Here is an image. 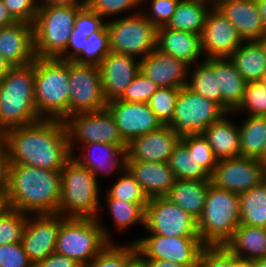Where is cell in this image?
<instances>
[{
  "label": "cell",
  "mask_w": 266,
  "mask_h": 267,
  "mask_svg": "<svg viewBox=\"0 0 266 267\" xmlns=\"http://www.w3.org/2000/svg\"><path fill=\"white\" fill-rule=\"evenodd\" d=\"M34 267H82L75 260L57 253H52L45 259L37 262Z\"/></svg>",
  "instance_id": "11a10c76"
},
{
  "label": "cell",
  "mask_w": 266,
  "mask_h": 267,
  "mask_svg": "<svg viewBox=\"0 0 266 267\" xmlns=\"http://www.w3.org/2000/svg\"><path fill=\"white\" fill-rule=\"evenodd\" d=\"M233 114L266 116V85L261 81L248 82L243 100Z\"/></svg>",
  "instance_id": "60d3db41"
},
{
  "label": "cell",
  "mask_w": 266,
  "mask_h": 267,
  "mask_svg": "<svg viewBox=\"0 0 266 267\" xmlns=\"http://www.w3.org/2000/svg\"><path fill=\"white\" fill-rule=\"evenodd\" d=\"M264 179V165L259 160L239 156L218 160L210 181L217 188L241 194Z\"/></svg>",
  "instance_id": "9a60e30c"
},
{
  "label": "cell",
  "mask_w": 266,
  "mask_h": 267,
  "mask_svg": "<svg viewBox=\"0 0 266 267\" xmlns=\"http://www.w3.org/2000/svg\"><path fill=\"white\" fill-rule=\"evenodd\" d=\"M1 137L7 143L11 164L61 171L71 157L65 125L59 119L10 128Z\"/></svg>",
  "instance_id": "6da1fadb"
},
{
  "label": "cell",
  "mask_w": 266,
  "mask_h": 267,
  "mask_svg": "<svg viewBox=\"0 0 266 267\" xmlns=\"http://www.w3.org/2000/svg\"><path fill=\"white\" fill-rule=\"evenodd\" d=\"M105 192L111 198L130 203H148L149 201V198L145 195L138 181L127 169L120 175H117L116 181Z\"/></svg>",
  "instance_id": "f35d334b"
},
{
  "label": "cell",
  "mask_w": 266,
  "mask_h": 267,
  "mask_svg": "<svg viewBox=\"0 0 266 267\" xmlns=\"http://www.w3.org/2000/svg\"><path fill=\"white\" fill-rule=\"evenodd\" d=\"M264 176H265V180H266V165H264Z\"/></svg>",
  "instance_id": "8c879c8a"
},
{
  "label": "cell",
  "mask_w": 266,
  "mask_h": 267,
  "mask_svg": "<svg viewBox=\"0 0 266 267\" xmlns=\"http://www.w3.org/2000/svg\"><path fill=\"white\" fill-rule=\"evenodd\" d=\"M212 7L209 0H180L165 27L201 35Z\"/></svg>",
  "instance_id": "1f68e13d"
},
{
  "label": "cell",
  "mask_w": 266,
  "mask_h": 267,
  "mask_svg": "<svg viewBox=\"0 0 266 267\" xmlns=\"http://www.w3.org/2000/svg\"><path fill=\"white\" fill-rule=\"evenodd\" d=\"M241 122L240 156L259 160L266 145V116L244 115Z\"/></svg>",
  "instance_id": "d6a6232c"
},
{
  "label": "cell",
  "mask_w": 266,
  "mask_h": 267,
  "mask_svg": "<svg viewBox=\"0 0 266 267\" xmlns=\"http://www.w3.org/2000/svg\"><path fill=\"white\" fill-rule=\"evenodd\" d=\"M63 122L71 155L75 153L76 148L88 143L128 145L107 109L76 113L65 118Z\"/></svg>",
  "instance_id": "8fae6325"
},
{
  "label": "cell",
  "mask_w": 266,
  "mask_h": 267,
  "mask_svg": "<svg viewBox=\"0 0 266 267\" xmlns=\"http://www.w3.org/2000/svg\"><path fill=\"white\" fill-rule=\"evenodd\" d=\"M181 138L168 126L141 135L127 145V157L138 162H168Z\"/></svg>",
  "instance_id": "44dd1931"
},
{
  "label": "cell",
  "mask_w": 266,
  "mask_h": 267,
  "mask_svg": "<svg viewBox=\"0 0 266 267\" xmlns=\"http://www.w3.org/2000/svg\"><path fill=\"white\" fill-rule=\"evenodd\" d=\"M226 112L187 86L180 88L173 118L168 126L180 137L203 134Z\"/></svg>",
  "instance_id": "30bf717a"
},
{
  "label": "cell",
  "mask_w": 266,
  "mask_h": 267,
  "mask_svg": "<svg viewBox=\"0 0 266 267\" xmlns=\"http://www.w3.org/2000/svg\"><path fill=\"white\" fill-rule=\"evenodd\" d=\"M210 184V180L176 179L166 197L198 220L203 212Z\"/></svg>",
  "instance_id": "f546056e"
},
{
  "label": "cell",
  "mask_w": 266,
  "mask_h": 267,
  "mask_svg": "<svg viewBox=\"0 0 266 267\" xmlns=\"http://www.w3.org/2000/svg\"><path fill=\"white\" fill-rule=\"evenodd\" d=\"M259 161L263 164L266 165V145L262 154V157L259 159Z\"/></svg>",
  "instance_id": "a7ac6f4b"
},
{
  "label": "cell",
  "mask_w": 266,
  "mask_h": 267,
  "mask_svg": "<svg viewBox=\"0 0 266 267\" xmlns=\"http://www.w3.org/2000/svg\"><path fill=\"white\" fill-rule=\"evenodd\" d=\"M225 113L218 121L206 128L203 135L209 142L217 160L236 158L240 156L239 122L237 123Z\"/></svg>",
  "instance_id": "83f0119b"
},
{
  "label": "cell",
  "mask_w": 266,
  "mask_h": 267,
  "mask_svg": "<svg viewBox=\"0 0 266 267\" xmlns=\"http://www.w3.org/2000/svg\"><path fill=\"white\" fill-rule=\"evenodd\" d=\"M127 267H146L145 263L136 255L127 265Z\"/></svg>",
  "instance_id": "e7e4bbea"
},
{
  "label": "cell",
  "mask_w": 266,
  "mask_h": 267,
  "mask_svg": "<svg viewBox=\"0 0 266 267\" xmlns=\"http://www.w3.org/2000/svg\"><path fill=\"white\" fill-rule=\"evenodd\" d=\"M224 246L242 260L266 257V228L239 224Z\"/></svg>",
  "instance_id": "f1b7e54d"
},
{
  "label": "cell",
  "mask_w": 266,
  "mask_h": 267,
  "mask_svg": "<svg viewBox=\"0 0 266 267\" xmlns=\"http://www.w3.org/2000/svg\"><path fill=\"white\" fill-rule=\"evenodd\" d=\"M106 24V20L84 5L76 15L75 25L71 32L88 33V37L99 31Z\"/></svg>",
  "instance_id": "816d5d0a"
},
{
  "label": "cell",
  "mask_w": 266,
  "mask_h": 267,
  "mask_svg": "<svg viewBox=\"0 0 266 267\" xmlns=\"http://www.w3.org/2000/svg\"><path fill=\"white\" fill-rule=\"evenodd\" d=\"M70 116L81 112H95L106 109L97 65L69 61Z\"/></svg>",
  "instance_id": "5bb4252c"
},
{
  "label": "cell",
  "mask_w": 266,
  "mask_h": 267,
  "mask_svg": "<svg viewBox=\"0 0 266 267\" xmlns=\"http://www.w3.org/2000/svg\"><path fill=\"white\" fill-rule=\"evenodd\" d=\"M260 44L262 45L263 49L265 50L266 53V34L259 39Z\"/></svg>",
  "instance_id": "003e7915"
},
{
  "label": "cell",
  "mask_w": 266,
  "mask_h": 267,
  "mask_svg": "<svg viewBox=\"0 0 266 267\" xmlns=\"http://www.w3.org/2000/svg\"><path fill=\"white\" fill-rule=\"evenodd\" d=\"M220 1H223V0H210V2L212 3L213 6H215Z\"/></svg>",
  "instance_id": "89a4df30"
},
{
  "label": "cell",
  "mask_w": 266,
  "mask_h": 267,
  "mask_svg": "<svg viewBox=\"0 0 266 267\" xmlns=\"http://www.w3.org/2000/svg\"><path fill=\"white\" fill-rule=\"evenodd\" d=\"M0 55L11 66H25L36 59L33 25L16 22L0 28Z\"/></svg>",
  "instance_id": "603a6c76"
},
{
  "label": "cell",
  "mask_w": 266,
  "mask_h": 267,
  "mask_svg": "<svg viewBox=\"0 0 266 267\" xmlns=\"http://www.w3.org/2000/svg\"><path fill=\"white\" fill-rule=\"evenodd\" d=\"M180 142L188 149L189 153L193 154L196 162L212 175L218 160L204 135L186 136L181 138Z\"/></svg>",
  "instance_id": "f6af8a7d"
},
{
  "label": "cell",
  "mask_w": 266,
  "mask_h": 267,
  "mask_svg": "<svg viewBox=\"0 0 266 267\" xmlns=\"http://www.w3.org/2000/svg\"><path fill=\"white\" fill-rule=\"evenodd\" d=\"M159 88L155 82L139 71L119 100L133 103H147Z\"/></svg>",
  "instance_id": "7dc6e473"
},
{
  "label": "cell",
  "mask_w": 266,
  "mask_h": 267,
  "mask_svg": "<svg viewBox=\"0 0 266 267\" xmlns=\"http://www.w3.org/2000/svg\"><path fill=\"white\" fill-rule=\"evenodd\" d=\"M251 262L253 267H266V257L257 258Z\"/></svg>",
  "instance_id": "03108f58"
},
{
  "label": "cell",
  "mask_w": 266,
  "mask_h": 267,
  "mask_svg": "<svg viewBox=\"0 0 266 267\" xmlns=\"http://www.w3.org/2000/svg\"><path fill=\"white\" fill-rule=\"evenodd\" d=\"M144 230L166 237H199L197 219L166 196L149 199L145 206Z\"/></svg>",
  "instance_id": "7c38bea8"
},
{
  "label": "cell",
  "mask_w": 266,
  "mask_h": 267,
  "mask_svg": "<svg viewBox=\"0 0 266 267\" xmlns=\"http://www.w3.org/2000/svg\"><path fill=\"white\" fill-rule=\"evenodd\" d=\"M0 267H34L22 243L0 245Z\"/></svg>",
  "instance_id": "f907efd6"
},
{
  "label": "cell",
  "mask_w": 266,
  "mask_h": 267,
  "mask_svg": "<svg viewBox=\"0 0 266 267\" xmlns=\"http://www.w3.org/2000/svg\"><path fill=\"white\" fill-rule=\"evenodd\" d=\"M218 75V91H221V108L234 112L241 104L247 82L228 57L204 59Z\"/></svg>",
  "instance_id": "4316f807"
},
{
  "label": "cell",
  "mask_w": 266,
  "mask_h": 267,
  "mask_svg": "<svg viewBox=\"0 0 266 267\" xmlns=\"http://www.w3.org/2000/svg\"><path fill=\"white\" fill-rule=\"evenodd\" d=\"M86 0H39V6H70L85 4Z\"/></svg>",
  "instance_id": "680465c9"
},
{
  "label": "cell",
  "mask_w": 266,
  "mask_h": 267,
  "mask_svg": "<svg viewBox=\"0 0 266 267\" xmlns=\"http://www.w3.org/2000/svg\"><path fill=\"white\" fill-rule=\"evenodd\" d=\"M215 7L239 31L244 41L259 40L266 34L256 0H223Z\"/></svg>",
  "instance_id": "cb8c5ba5"
},
{
  "label": "cell",
  "mask_w": 266,
  "mask_h": 267,
  "mask_svg": "<svg viewBox=\"0 0 266 267\" xmlns=\"http://www.w3.org/2000/svg\"><path fill=\"white\" fill-rule=\"evenodd\" d=\"M126 169L149 199L167 196L176 181L168 162H138L127 157Z\"/></svg>",
  "instance_id": "d4e9b609"
},
{
  "label": "cell",
  "mask_w": 266,
  "mask_h": 267,
  "mask_svg": "<svg viewBox=\"0 0 266 267\" xmlns=\"http://www.w3.org/2000/svg\"><path fill=\"white\" fill-rule=\"evenodd\" d=\"M228 58L247 83L261 81L266 72V53L259 40L244 41Z\"/></svg>",
  "instance_id": "4dcf8cb0"
},
{
  "label": "cell",
  "mask_w": 266,
  "mask_h": 267,
  "mask_svg": "<svg viewBox=\"0 0 266 267\" xmlns=\"http://www.w3.org/2000/svg\"><path fill=\"white\" fill-rule=\"evenodd\" d=\"M88 33L71 32L67 48L57 57L63 61H74L84 50Z\"/></svg>",
  "instance_id": "f5cc1de1"
},
{
  "label": "cell",
  "mask_w": 266,
  "mask_h": 267,
  "mask_svg": "<svg viewBox=\"0 0 266 267\" xmlns=\"http://www.w3.org/2000/svg\"><path fill=\"white\" fill-rule=\"evenodd\" d=\"M28 214L10 209L0 217V245L20 243Z\"/></svg>",
  "instance_id": "ee69618b"
},
{
  "label": "cell",
  "mask_w": 266,
  "mask_h": 267,
  "mask_svg": "<svg viewBox=\"0 0 266 267\" xmlns=\"http://www.w3.org/2000/svg\"><path fill=\"white\" fill-rule=\"evenodd\" d=\"M99 183V179L88 168L71 156L61 170V197L57 214L102 219L100 215L105 207L101 205L102 190Z\"/></svg>",
  "instance_id": "277c9868"
},
{
  "label": "cell",
  "mask_w": 266,
  "mask_h": 267,
  "mask_svg": "<svg viewBox=\"0 0 266 267\" xmlns=\"http://www.w3.org/2000/svg\"><path fill=\"white\" fill-rule=\"evenodd\" d=\"M101 73L103 94L107 102L119 99L130 82L140 71L137 57L109 52L98 65Z\"/></svg>",
  "instance_id": "ffe728a7"
},
{
  "label": "cell",
  "mask_w": 266,
  "mask_h": 267,
  "mask_svg": "<svg viewBox=\"0 0 266 267\" xmlns=\"http://www.w3.org/2000/svg\"><path fill=\"white\" fill-rule=\"evenodd\" d=\"M100 217L76 218L61 215L55 253L75 260L82 267L88 265L112 239L113 233ZM112 234V235H111Z\"/></svg>",
  "instance_id": "8992f818"
},
{
  "label": "cell",
  "mask_w": 266,
  "mask_h": 267,
  "mask_svg": "<svg viewBox=\"0 0 266 267\" xmlns=\"http://www.w3.org/2000/svg\"><path fill=\"white\" fill-rule=\"evenodd\" d=\"M105 196L104 205L108 209L109 216L112 218L114 231L121 232L129 231L131 226H142L144 229V216L145 206L148 203H130L124 200L111 198L106 192L103 191Z\"/></svg>",
  "instance_id": "836d02e7"
},
{
  "label": "cell",
  "mask_w": 266,
  "mask_h": 267,
  "mask_svg": "<svg viewBox=\"0 0 266 267\" xmlns=\"http://www.w3.org/2000/svg\"><path fill=\"white\" fill-rule=\"evenodd\" d=\"M234 254L224 245L205 246L195 267H233Z\"/></svg>",
  "instance_id": "c3c4849f"
},
{
  "label": "cell",
  "mask_w": 266,
  "mask_h": 267,
  "mask_svg": "<svg viewBox=\"0 0 266 267\" xmlns=\"http://www.w3.org/2000/svg\"><path fill=\"white\" fill-rule=\"evenodd\" d=\"M239 224V194L210 184L203 212L197 220L201 241L206 246L224 245Z\"/></svg>",
  "instance_id": "52a82bcc"
},
{
  "label": "cell",
  "mask_w": 266,
  "mask_h": 267,
  "mask_svg": "<svg viewBox=\"0 0 266 267\" xmlns=\"http://www.w3.org/2000/svg\"><path fill=\"white\" fill-rule=\"evenodd\" d=\"M85 5L108 21L122 13L127 16L141 11L142 0H86Z\"/></svg>",
  "instance_id": "b9f144b4"
},
{
  "label": "cell",
  "mask_w": 266,
  "mask_h": 267,
  "mask_svg": "<svg viewBox=\"0 0 266 267\" xmlns=\"http://www.w3.org/2000/svg\"><path fill=\"white\" fill-rule=\"evenodd\" d=\"M109 52V31L105 24L99 31L93 32L88 37L87 45L74 62L98 66Z\"/></svg>",
  "instance_id": "ab89813d"
},
{
  "label": "cell",
  "mask_w": 266,
  "mask_h": 267,
  "mask_svg": "<svg viewBox=\"0 0 266 267\" xmlns=\"http://www.w3.org/2000/svg\"><path fill=\"white\" fill-rule=\"evenodd\" d=\"M11 66L1 55H0V81L6 76Z\"/></svg>",
  "instance_id": "94428289"
},
{
  "label": "cell",
  "mask_w": 266,
  "mask_h": 267,
  "mask_svg": "<svg viewBox=\"0 0 266 267\" xmlns=\"http://www.w3.org/2000/svg\"><path fill=\"white\" fill-rule=\"evenodd\" d=\"M34 62L12 67L0 81V136L42 120L35 106Z\"/></svg>",
  "instance_id": "3957f363"
},
{
  "label": "cell",
  "mask_w": 266,
  "mask_h": 267,
  "mask_svg": "<svg viewBox=\"0 0 266 267\" xmlns=\"http://www.w3.org/2000/svg\"><path fill=\"white\" fill-rule=\"evenodd\" d=\"M17 21L12 17L7 7L0 0V28L13 25Z\"/></svg>",
  "instance_id": "9f6ffc18"
},
{
  "label": "cell",
  "mask_w": 266,
  "mask_h": 267,
  "mask_svg": "<svg viewBox=\"0 0 266 267\" xmlns=\"http://www.w3.org/2000/svg\"><path fill=\"white\" fill-rule=\"evenodd\" d=\"M187 87L221 107V91H218V75L205 60L189 67Z\"/></svg>",
  "instance_id": "d590c367"
},
{
  "label": "cell",
  "mask_w": 266,
  "mask_h": 267,
  "mask_svg": "<svg viewBox=\"0 0 266 267\" xmlns=\"http://www.w3.org/2000/svg\"><path fill=\"white\" fill-rule=\"evenodd\" d=\"M60 223V214L28 215L21 243L33 265L55 252Z\"/></svg>",
  "instance_id": "ac0fdd59"
},
{
  "label": "cell",
  "mask_w": 266,
  "mask_h": 267,
  "mask_svg": "<svg viewBox=\"0 0 266 267\" xmlns=\"http://www.w3.org/2000/svg\"><path fill=\"white\" fill-rule=\"evenodd\" d=\"M139 258L161 259L186 267H195L206 246L200 237H166L148 234L134 239Z\"/></svg>",
  "instance_id": "4fadbf2b"
},
{
  "label": "cell",
  "mask_w": 266,
  "mask_h": 267,
  "mask_svg": "<svg viewBox=\"0 0 266 267\" xmlns=\"http://www.w3.org/2000/svg\"><path fill=\"white\" fill-rule=\"evenodd\" d=\"M12 17L17 22L34 23L38 8L39 0H2Z\"/></svg>",
  "instance_id": "681fc988"
},
{
  "label": "cell",
  "mask_w": 266,
  "mask_h": 267,
  "mask_svg": "<svg viewBox=\"0 0 266 267\" xmlns=\"http://www.w3.org/2000/svg\"><path fill=\"white\" fill-rule=\"evenodd\" d=\"M124 244V245H123ZM109 242L105 248L84 267H127L137 255L134 242Z\"/></svg>",
  "instance_id": "74e56055"
},
{
  "label": "cell",
  "mask_w": 266,
  "mask_h": 267,
  "mask_svg": "<svg viewBox=\"0 0 266 267\" xmlns=\"http://www.w3.org/2000/svg\"><path fill=\"white\" fill-rule=\"evenodd\" d=\"M189 65L157 48L140 60V71L159 87L187 86Z\"/></svg>",
  "instance_id": "7402d4cb"
},
{
  "label": "cell",
  "mask_w": 266,
  "mask_h": 267,
  "mask_svg": "<svg viewBox=\"0 0 266 267\" xmlns=\"http://www.w3.org/2000/svg\"><path fill=\"white\" fill-rule=\"evenodd\" d=\"M34 72L35 106L39 116L62 121L69 117V61L36 57Z\"/></svg>",
  "instance_id": "5b68a950"
},
{
  "label": "cell",
  "mask_w": 266,
  "mask_h": 267,
  "mask_svg": "<svg viewBox=\"0 0 266 267\" xmlns=\"http://www.w3.org/2000/svg\"><path fill=\"white\" fill-rule=\"evenodd\" d=\"M157 49L183 60L189 66L205 59L201 50L199 34L175 30L165 26L157 29Z\"/></svg>",
  "instance_id": "484cf974"
},
{
  "label": "cell",
  "mask_w": 266,
  "mask_h": 267,
  "mask_svg": "<svg viewBox=\"0 0 266 267\" xmlns=\"http://www.w3.org/2000/svg\"><path fill=\"white\" fill-rule=\"evenodd\" d=\"M11 160L6 141L0 136V190H7Z\"/></svg>",
  "instance_id": "db71d44e"
},
{
  "label": "cell",
  "mask_w": 266,
  "mask_h": 267,
  "mask_svg": "<svg viewBox=\"0 0 266 267\" xmlns=\"http://www.w3.org/2000/svg\"><path fill=\"white\" fill-rule=\"evenodd\" d=\"M240 224L266 228V180L239 194Z\"/></svg>",
  "instance_id": "e575fe53"
},
{
  "label": "cell",
  "mask_w": 266,
  "mask_h": 267,
  "mask_svg": "<svg viewBox=\"0 0 266 267\" xmlns=\"http://www.w3.org/2000/svg\"><path fill=\"white\" fill-rule=\"evenodd\" d=\"M204 58L229 57L244 42L239 31L213 6L200 35Z\"/></svg>",
  "instance_id": "2e32d148"
},
{
  "label": "cell",
  "mask_w": 266,
  "mask_h": 267,
  "mask_svg": "<svg viewBox=\"0 0 266 267\" xmlns=\"http://www.w3.org/2000/svg\"><path fill=\"white\" fill-rule=\"evenodd\" d=\"M7 195L11 209L28 215L57 214L61 171L11 164Z\"/></svg>",
  "instance_id": "7a4b0ae2"
},
{
  "label": "cell",
  "mask_w": 266,
  "mask_h": 267,
  "mask_svg": "<svg viewBox=\"0 0 266 267\" xmlns=\"http://www.w3.org/2000/svg\"><path fill=\"white\" fill-rule=\"evenodd\" d=\"M110 51L142 59L157 48V28L139 11L106 21Z\"/></svg>",
  "instance_id": "9c48e42d"
},
{
  "label": "cell",
  "mask_w": 266,
  "mask_h": 267,
  "mask_svg": "<svg viewBox=\"0 0 266 267\" xmlns=\"http://www.w3.org/2000/svg\"><path fill=\"white\" fill-rule=\"evenodd\" d=\"M126 150L127 146L117 144L88 143L77 149L78 155L75 152L71 156L88 168L97 179L101 175L110 178L126 169Z\"/></svg>",
  "instance_id": "d6986e66"
},
{
  "label": "cell",
  "mask_w": 266,
  "mask_h": 267,
  "mask_svg": "<svg viewBox=\"0 0 266 267\" xmlns=\"http://www.w3.org/2000/svg\"><path fill=\"white\" fill-rule=\"evenodd\" d=\"M179 1L180 0H142L143 8H141V12L145 15L146 19L158 29L167 25ZM145 3L149 7H146Z\"/></svg>",
  "instance_id": "bcb514c9"
},
{
  "label": "cell",
  "mask_w": 266,
  "mask_h": 267,
  "mask_svg": "<svg viewBox=\"0 0 266 267\" xmlns=\"http://www.w3.org/2000/svg\"><path fill=\"white\" fill-rule=\"evenodd\" d=\"M266 33V0H256Z\"/></svg>",
  "instance_id": "6125c7cd"
},
{
  "label": "cell",
  "mask_w": 266,
  "mask_h": 267,
  "mask_svg": "<svg viewBox=\"0 0 266 267\" xmlns=\"http://www.w3.org/2000/svg\"><path fill=\"white\" fill-rule=\"evenodd\" d=\"M261 82L264 83L266 85V72L265 74L263 75L262 79H261Z\"/></svg>",
  "instance_id": "2644e50d"
},
{
  "label": "cell",
  "mask_w": 266,
  "mask_h": 267,
  "mask_svg": "<svg viewBox=\"0 0 266 267\" xmlns=\"http://www.w3.org/2000/svg\"><path fill=\"white\" fill-rule=\"evenodd\" d=\"M233 267H253L251 261L239 259L234 255V266Z\"/></svg>",
  "instance_id": "be15d7a7"
},
{
  "label": "cell",
  "mask_w": 266,
  "mask_h": 267,
  "mask_svg": "<svg viewBox=\"0 0 266 267\" xmlns=\"http://www.w3.org/2000/svg\"><path fill=\"white\" fill-rule=\"evenodd\" d=\"M84 5L39 6L33 23L36 57L57 58L67 48L76 15Z\"/></svg>",
  "instance_id": "ba28073f"
},
{
  "label": "cell",
  "mask_w": 266,
  "mask_h": 267,
  "mask_svg": "<svg viewBox=\"0 0 266 267\" xmlns=\"http://www.w3.org/2000/svg\"><path fill=\"white\" fill-rule=\"evenodd\" d=\"M146 265V267H186L174 262L164 261L161 259L140 258Z\"/></svg>",
  "instance_id": "6f0895ef"
},
{
  "label": "cell",
  "mask_w": 266,
  "mask_h": 267,
  "mask_svg": "<svg viewBox=\"0 0 266 267\" xmlns=\"http://www.w3.org/2000/svg\"><path fill=\"white\" fill-rule=\"evenodd\" d=\"M106 109L114 118L119 132L127 144L163 125L147 103L115 99L107 102Z\"/></svg>",
  "instance_id": "e0dca14e"
},
{
  "label": "cell",
  "mask_w": 266,
  "mask_h": 267,
  "mask_svg": "<svg viewBox=\"0 0 266 267\" xmlns=\"http://www.w3.org/2000/svg\"><path fill=\"white\" fill-rule=\"evenodd\" d=\"M180 88L160 87L147 102L163 125H168L174 114Z\"/></svg>",
  "instance_id": "7bdbcfd3"
},
{
  "label": "cell",
  "mask_w": 266,
  "mask_h": 267,
  "mask_svg": "<svg viewBox=\"0 0 266 267\" xmlns=\"http://www.w3.org/2000/svg\"><path fill=\"white\" fill-rule=\"evenodd\" d=\"M168 165L176 179L211 180V175L196 162L193 154L189 153L188 149L181 142L174 148L169 157Z\"/></svg>",
  "instance_id": "8d00e7d4"
},
{
  "label": "cell",
  "mask_w": 266,
  "mask_h": 267,
  "mask_svg": "<svg viewBox=\"0 0 266 267\" xmlns=\"http://www.w3.org/2000/svg\"><path fill=\"white\" fill-rule=\"evenodd\" d=\"M11 209L7 190H0V217Z\"/></svg>",
  "instance_id": "91938a15"
}]
</instances>
